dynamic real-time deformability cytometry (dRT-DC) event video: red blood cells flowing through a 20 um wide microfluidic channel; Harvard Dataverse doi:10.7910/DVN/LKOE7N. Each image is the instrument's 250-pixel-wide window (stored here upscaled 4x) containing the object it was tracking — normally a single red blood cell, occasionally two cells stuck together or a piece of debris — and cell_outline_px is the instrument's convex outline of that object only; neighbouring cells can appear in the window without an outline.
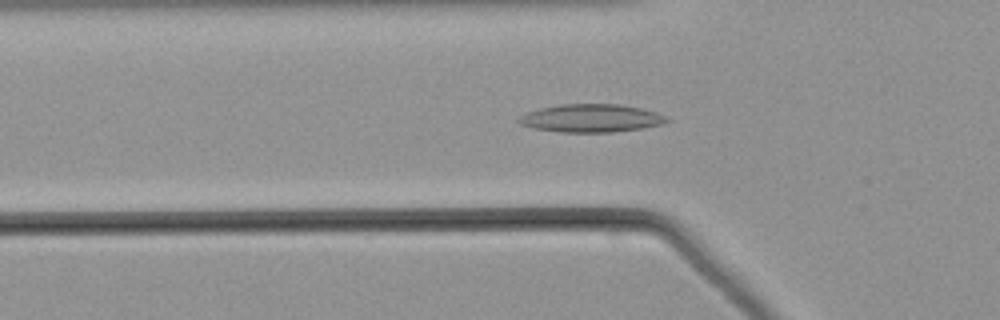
{"species": "common noctule bat (a hibernating species)", "species_latin": "Nyctalus noctula", "temperature_condition": "warm", "stored_images_in_passage": 52, "camera_frame_rate_fps": 3000, "um_per_image_px": 0.085, "animal": {"sex": "male", "body_mass_g": 21.5, "forearm_length_mm": 52.0}, "frame": {"image": 1, "passage_image": 17, "time_ms": 5.333, "image_size_px": [1000, 320], "cell_outline_px": [[672, 120], [664, 124], [644, 128], [612, 132], [560, 132], [532, 128], [520, 124], [516, 120], [520, 116], [528, 112], [540, 108], [560, 104], [616, 104], [640, 108], [656, 112]], "centroid_in_image_um": [50.25, 10.05], "position_along_channel_um": 75.5, "area_um2": 24.22}}
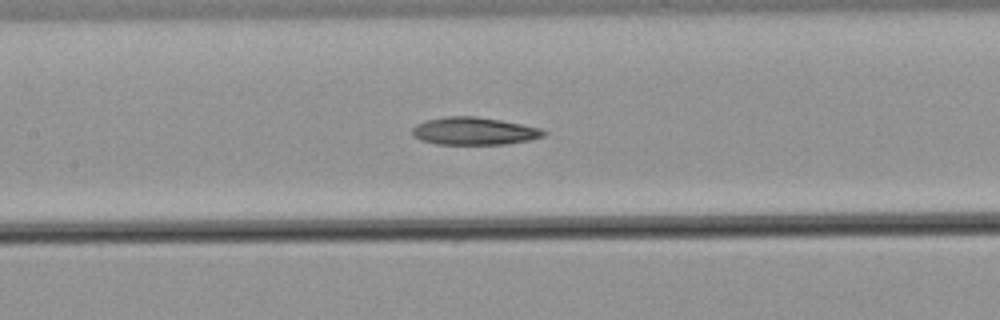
{"frame": {"image": 2, "passage_image": 24, "time_ms": 7.667, "image_size_px": [1000, 320], "cell_outline_px": [[548, 132], [544, 136], [532, 140], [504, 144], [436, 144], [420, 140], [412, 136], [412, 128], [416, 124], [424, 120], [448, 116], [476, 116], [500, 120], [540, 128]], "centroid_in_image_um": [40.27, 11.14], "position_along_channel_um": 167.1, "area_um2": 21.27}}
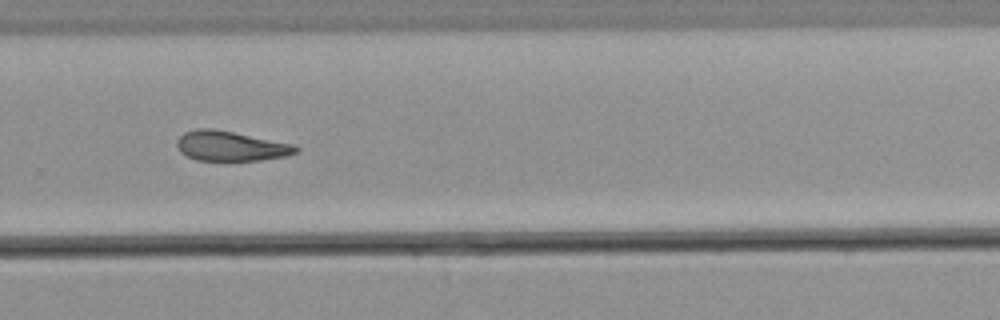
{"frame": {"image": 3, "passage_image": 35, "time_ms": 11.333, "image_size_px": [1000, 320], "cell_outline_px": [[300, 152], [288, 156], [260, 160], [196, 160], [184, 156], [180, 152], [176, 144], [176, 140], [184, 132], [196, 128], [212, 128], [292, 144], [300, 148]], "centroid_in_image_um": [19.58, 12.42], "position_along_channel_um": 310.2, "area_um2": 20.75}}